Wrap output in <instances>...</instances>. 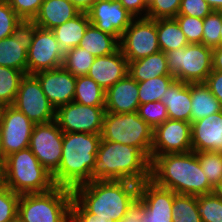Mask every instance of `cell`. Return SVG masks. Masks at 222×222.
Segmentation results:
<instances>
[{"instance_id": "1", "label": "cell", "mask_w": 222, "mask_h": 222, "mask_svg": "<svg viewBox=\"0 0 222 222\" xmlns=\"http://www.w3.org/2000/svg\"><path fill=\"white\" fill-rule=\"evenodd\" d=\"M150 180L176 194L199 196L213 192L194 151L151 156Z\"/></svg>"}, {"instance_id": "2", "label": "cell", "mask_w": 222, "mask_h": 222, "mask_svg": "<svg viewBox=\"0 0 222 222\" xmlns=\"http://www.w3.org/2000/svg\"><path fill=\"white\" fill-rule=\"evenodd\" d=\"M139 184L126 180H96L77 186L73 198L88 212L108 222H120L138 197Z\"/></svg>"}, {"instance_id": "3", "label": "cell", "mask_w": 222, "mask_h": 222, "mask_svg": "<svg viewBox=\"0 0 222 222\" xmlns=\"http://www.w3.org/2000/svg\"><path fill=\"white\" fill-rule=\"evenodd\" d=\"M100 141V134L64 132L60 166L52 174L54 185L73 190L95 179Z\"/></svg>"}, {"instance_id": "4", "label": "cell", "mask_w": 222, "mask_h": 222, "mask_svg": "<svg viewBox=\"0 0 222 222\" xmlns=\"http://www.w3.org/2000/svg\"><path fill=\"white\" fill-rule=\"evenodd\" d=\"M150 164V159L140 149L101 140L96 155L95 179L141 184L150 179Z\"/></svg>"}, {"instance_id": "5", "label": "cell", "mask_w": 222, "mask_h": 222, "mask_svg": "<svg viewBox=\"0 0 222 222\" xmlns=\"http://www.w3.org/2000/svg\"><path fill=\"white\" fill-rule=\"evenodd\" d=\"M2 183L18 194L43 193L55 187L47 171L30 148L12 153L1 166Z\"/></svg>"}, {"instance_id": "6", "label": "cell", "mask_w": 222, "mask_h": 222, "mask_svg": "<svg viewBox=\"0 0 222 222\" xmlns=\"http://www.w3.org/2000/svg\"><path fill=\"white\" fill-rule=\"evenodd\" d=\"M72 190L55 186L43 193L21 194L17 217L22 222H70Z\"/></svg>"}, {"instance_id": "7", "label": "cell", "mask_w": 222, "mask_h": 222, "mask_svg": "<svg viewBox=\"0 0 222 222\" xmlns=\"http://www.w3.org/2000/svg\"><path fill=\"white\" fill-rule=\"evenodd\" d=\"M153 131L138 114L105 112L101 140L126 144L140 149L151 159Z\"/></svg>"}, {"instance_id": "8", "label": "cell", "mask_w": 222, "mask_h": 222, "mask_svg": "<svg viewBox=\"0 0 222 222\" xmlns=\"http://www.w3.org/2000/svg\"><path fill=\"white\" fill-rule=\"evenodd\" d=\"M167 67L176 80L184 83H205L212 72V48L202 43H189L186 47L166 53Z\"/></svg>"}, {"instance_id": "9", "label": "cell", "mask_w": 222, "mask_h": 222, "mask_svg": "<svg viewBox=\"0 0 222 222\" xmlns=\"http://www.w3.org/2000/svg\"><path fill=\"white\" fill-rule=\"evenodd\" d=\"M119 48L128 63L159 52L156 20L147 17L134 18L121 35Z\"/></svg>"}, {"instance_id": "10", "label": "cell", "mask_w": 222, "mask_h": 222, "mask_svg": "<svg viewBox=\"0 0 222 222\" xmlns=\"http://www.w3.org/2000/svg\"><path fill=\"white\" fill-rule=\"evenodd\" d=\"M13 106L34 124L55 121L56 109L47 99L39 80L34 75L26 74L21 79Z\"/></svg>"}, {"instance_id": "11", "label": "cell", "mask_w": 222, "mask_h": 222, "mask_svg": "<svg viewBox=\"0 0 222 222\" xmlns=\"http://www.w3.org/2000/svg\"><path fill=\"white\" fill-rule=\"evenodd\" d=\"M105 106H89L72 101L56 109L55 121L66 133L101 134Z\"/></svg>"}, {"instance_id": "12", "label": "cell", "mask_w": 222, "mask_h": 222, "mask_svg": "<svg viewBox=\"0 0 222 222\" xmlns=\"http://www.w3.org/2000/svg\"><path fill=\"white\" fill-rule=\"evenodd\" d=\"M63 133L58 123L52 121L46 124H35L30 137V150L51 174L60 166Z\"/></svg>"}, {"instance_id": "13", "label": "cell", "mask_w": 222, "mask_h": 222, "mask_svg": "<svg viewBox=\"0 0 222 222\" xmlns=\"http://www.w3.org/2000/svg\"><path fill=\"white\" fill-rule=\"evenodd\" d=\"M64 52L52 30L37 27L27 52V74L62 67Z\"/></svg>"}, {"instance_id": "14", "label": "cell", "mask_w": 222, "mask_h": 222, "mask_svg": "<svg viewBox=\"0 0 222 222\" xmlns=\"http://www.w3.org/2000/svg\"><path fill=\"white\" fill-rule=\"evenodd\" d=\"M34 123L13 105H7L0 124L2 164L12 153L28 148Z\"/></svg>"}, {"instance_id": "15", "label": "cell", "mask_w": 222, "mask_h": 222, "mask_svg": "<svg viewBox=\"0 0 222 222\" xmlns=\"http://www.w3.org/2000/svg\"><path fill=\"white\" fill-rule=\"evenodd\" d=\"M36 28L32 20H21L11 36L0 41V66L27 74V52Z\"/></svg>"}, {"instance_id": "16", "label": "cell", "mask_w": 222, "mask_h": 222, "mask_svg": "<svg viewBox=\"0 0 222 222\" xmlns=\"http://www.w3.org/2000/svg\"><path fill=\"white\" fill-rule=\"evenodd\" d=\"M192 151L191 122L167 119L153 131L151 156Z\"/></svg>"}, {"instance_id": "17", "label": "cell", "mask_w": 222, "mask_h": 222, "mask_svg": "<svg viewBox=\"0 0 222 222\" xmlns=\"http://www.w3.org/2000/svg\"><path fill=\"white\" fill-rule=\"evenodd\" d=\"M89 21L120 41L133 17L118 0H98L87 12Z\"/></svg>"}, {"instance_id": "18", "label": "cell", "mask_w": 222, "mask_h": 222, "mask_svg": "<svg viewBox=\"0 0 222 222\" xmlns=\"http://www.w3.org/2000/svg\"><path fill=\"white\" fill-rule=\"evenodd\" d=\"M172 190L155 184L152 180L139 184L138 198L143 202V222H172Z\"/></svg>"}, {"instance_id": "19", "label": "cell", "mask_w": 222, "mask_h": 222, "mask_svg": "<svg viewBox=\"0 0 222 222\" xmlns=\"http://www.w3.org/2000/svg\"><path fill=\"white\" fill-rule=\"evenodd\" d=\"M34 76L55 109L74 101L76 77L68 70L60 67L38 72Z\"/></svg>"}, {"instance_id": "20", "label": "cell", "mask_w": 222, "mask_h": 222, "mask_svg": "<svg viewBox=\"0 0 222 222\" xmlns=\"http://www.w3.org/2000/svg\"><path fill=\"white\" fill-rule=\"evenodd\" d=\"M192 151L222 153V111L191 123Z\"/></svg>"}, {"instance_id": "21", "label": "cell", "mask_w": 222, "mask_h": 222, "mask_svg": "<svg viewBox=\"0 0 222 222\" xmlns=\"http://www.w3.org/2000/svg\"><path fill=\"white\" fill-rule=\"evenodd\" d=\"M127 74L128 61L118 48L112 54L95 57L87 75L107 90Z\"/></svg>"}, {"instance_id": "22", "label": "cell", "mask_w": 222, "mask_h": 222, "mask_svg": "<svg viewBox=\"0 0 222 222\" xmlns=\"http://www.w3.org/2000/svg\"><path fill=\"white\" fill-rule=\"evenodd\" d=\"M138 91V82L127 74L106 90L105 112H137L140 105Z\"/></svg>"}, {"instance_id": "23", "label": "cell", "mask_w": 222, "mask_h": 222, "mask_svg": "<svg viewBox=\"0 0 222 222\" xmlns=\"http://www.w3.org/2000/svg\"><path fill=\"white\" fill-rule=\"evenodd\" d=\"M161 102L167 107L169 119L191 122V84L175 79Z\"/></svg>"}, {"instance_id": "24", "label": "cell", "mask_w": 222, "mask_h": 222, "mask_svg": "<svg viewBox=\"0 0 222 222\" xmlns=\"http://www.w3.org/2000/svg\"><path fill=\"white\" fill-rule=\"evenodd\" d=\"M79 13L80 11L68 0H44L32 21L37 27L52 30Z\"/></svg>"}, {"instance_id": "25", "label": "cell", "mask_w": 222, "mask_h": 222, "mask_svg": "<svg viewBox=\"0 0 222 222\" xmlns=\"http://www.w3.org/2000/svg\"><path fill=\"white\" fill-rule=\"evenodd\" d=\"M128 74L137 82L162 75H171L163 51L128 63Z\"/></svg>"}, {"instance_id": "26", "label": "cell", "mask_w": 222, "mask_h": 222, "mask_svg": "<svg viewBox=\"0 0 222 222\" xmlns=\"http://www.w3.org/2000/svg\"><path fill=\"white\" fill-rule=\"evenodd\" d=\"M89 24L87 12H80L69 21L52 29L64 53L79 45Z\"/></svg>"}, {"instance_id": "27", "label": "cell", "mask_w": 222, "mask_h": 222, "mask_svg": "<svg viewBox=\"0 0 222 222\" xmlns=\"http://www.w3.org/2000/svg\"><path fill=\"white\" fill-rule=\"evenodd\" d=\"M220 111V101L205 83H191V123Z\"/></svg>"}, {"instance_id": "28", "label": "cell", "mask_w": 222, "mask_h": 222, "mask_svg": "<svg viewBox=\"0 0 222 222\" xmlns=\"http://www.w3.org/2000/svg\"><path fill=\"white\" fill-rule=\"evenodd\" d=\"M78 46L99 57L114 53L119 48V41L90 23Z\"/></svg>"}, {"instance_id": "29", "label": "cell", "mask_w": 222, "mask_h": 222, "mask_svg": "<svg viewBox=\"0 0 222 222\" xmlns=\"http://www.w3.org/2000/svg\"><path fill=\"white\" fill-rule=\"evenodd\" d=\"M156 29L160 51L165 54L189 44L175 18L156 19Z\"/></svg>"}, {"instance_id": "30", "label": "cell", "mask_w": 222, "mask_h": 222, "mask_svg": "<svg viewBox=\"0 0 222 222\" xmlns=\"http://www.w3.org/2000/svg\"><path fill=\"white\" fill-rule=\"evenodd\" d=\"M105 93L88 75L76 77L74 101L89 106H105Z\"/></svg>"}, {"instance_id": "31", "label": "cell", "mask_w": 222, "mask_h": 222, "mask_svg": "<svg viewBox=\"0 0 222 222\" xmlns=\"http://www.w3.org/2000/svg\"><path fill=\"white\" fill-rule=\"evenodd\" d=\"M174 80L173 75H162L138 82L139 104L161 101L164 92Z\"/></svg>"}, {"instance_id": "32", "label": "cell", "mask_w": 222, "mask_h": 222, "mask_svg": "<svg viewBox=\"0 0 222 222\" xmlns=\"http://www.w3.org/2000/svg\"><path fill=\"white\" fill-rule=\"evenodd\" d=\"M94 59L90 52L77 46L64 53L62 67L75 77L84 76L89 73Z\"/></svg>"}, {"instance_id": "33", "label": "cell", "mask_w": 222, "mask_h": 222, "mask_svg": "<svg viewBox=\"0 0 222 222\" xmlns=\"http://www.w3.org/2000/svg\"><path fill=\"white\" fill-rule=\"evenodd\" d=\"M24 76L20 70L0 66V104L13 105Z\"/></svg>"}, {"instance_id": "34", "label": "cell", "mask_w": 222, "mask_h": 222, "mask_svg": "<svg viewBox=\"0 0 222 222\" xmlns=\"http://www.w3.org/2000/svg\"><path fill=\"white\" fill-rule=\"evenodd\" d=\"M172 209V222H202L197 205V196L176 194Z\"/></svg>"}, {"instance_id": "35", "label": "cell", "mask_w": 222, "mask_h": 222, "mask_svg": "<svg viewBox=\"0 0 222 222\" xmlns=\"http://www.w3.org/2000/svg\"><path fill=\"white\" fill-rule=\"evenodd\" d=\"M195 154L209 183L214 187L222 178V153L202 151Z\"/></svg>"}, {"instance_id": "36", "label": "cell", "mask_w": 222, "mask_h": 222, "mask_svg": "<svg viewBox=\"0 0 222 222\" xmlns=\"http://www.w3.org/2000/svg\"><path fill=\"white\" fill-rule=\"evenodd\" d=\"M202 222H222V201L212 192L197 196Z\"/></svg>"}, {"instance_id": "37", "label": "cell", "mask_w": 222, "mask_h": 222, "mask_svg": "<svg viewBox=\"0 0 222 222\" xmlns=\"http://www.w3.org/2000/svg\"><path fill=\"white\" fill-rule=\"evenodd\" d=\"M222 11H212L203 19L202 44L215 48L220 45Z\"/></svg>"}, {"instance_id": "38", "label": "cell", "mask_w": 222, "mask_h": 222, "mask_svg": "<svg viewBox=\"0 0 222 222\" xmlns=\"http://www.w3.org/2000/svg\"><path fill=\"white\" fill-rule=\"evenodd\" d=\"M20 194L0 184V222H12L17 218Z\"/></svg>"}, {"instance_id": "39", "label": "cell", "mask_w": 222, "mask_h": 222, "mask_svg": "<svg viewBox=\"0 0 222 222\" xmlns=\"http://www.w3.org/2000/svg\"><path fill=\"white\" fill-rule=\"evenodd\" d=\"M139 116L153 129L164 123L168 118L167 107L161 101L139 105Z\"/></svg>"}, {"instance_id": "40", "label": "cell", "mask_w": 222, "mask_h": 222, "mask_svg": "<svg viewBox=\"0 0 222 222\" xmlns=\"http://www.w3.org/2000/svg\"><path fill=\"white\" fill-rule=\"evenodd\" d=\"M181 0H151L148 3L147 18H175L178 15Z\"/></svg>"}, {"instance_id": "41", "label": "cell", "mask_w": 222, "mask_h": 222, "mask_svg": "<svg viewBox=\"0 0 222 222\" xmlns=\"http://www.w3.org/2000/svg\"><path fill=\"white\" fill-rule=\"evenodd\" d=\"M179 27L189 43H202L203 19L186 15L175 17Z\"/></svg>"}, {"instance_id": "42", "label": "cell", "mask_w": 222, "mask_h": 222, "mask_svg": "<svg viewBox=\"0 0 222 222\" xmlns=\"http://www.w3.org/2000/svg\"><path fill=\"white\" fill-rule=\"evenodd\" d=\"M21 20L6 0H0V41L10 37Z\"/></svg>"}, {"instance_id": "43", "label": "cell", "mask_w": 222, "mask_h": 222, "mask_svg": "<svg viewBox=\"0 0 222 222\" xmlns=\"http://www.w3.org/2000/svg\"><path fill=\"white\" fill-rule=\"evenodd\" d=\"M22 20H33L44 0H6Z\"/></svg>"}, {"instance_id": "44", "label": "cell", "mask_w": 222, "mask_h": 222, "mask_svg": "<svg viewBox=\"0 0 222 222\" xmlns=\"http://www.w3.org/2000/svg\"><path fill=\"white\" fill-rule=\"evenodd\" d=\"M213 10L205 0H181L178 15L204 19Z\"/></svg>"}, {"instance_id": "45", "label": "cell", "mask_w": 222, "mask_h": 222, "mask_svg": "<svg viewBox=\"0 0 222 222\" xmlns=\"http://www.w3.org/2000/svg\"><path fill=\"white\" fill-rule=\"evenodd\" d=\"M70 222H108L107 219L99 218L88 213L74 198L70 209Z\"/></svg>"}, {"instance_id": "46", "label": "cell", "mask_w": 222, "mask_h": 222, "mask_svg": "<svg viewBox=\"0 0 222 222\" xmlns=\"http://www.w3.org/2000/svg\"><path fill=\"white\" fill-rule=\"evenodd\" d=\"M135 18L147 17L148 2L146 0H118ZM145 12V13H144ZM142 13H144L142 15Z\"/></svg>"}, {"instance_id": "47", "label": "cell", "mask_w": 222, "mask_h": 222, "mask_svg": "<svg viewBox=\"0 0 222 222\" xmlns=\"http://www.w3.org/2000/svg\"><path fill=\"white\" fill-rule=\"evenodd\" d=\"M205 84L212 94L220 101L222 106V71L212 70L208 75Z\"/></svg>"}, {"instance_id": "48", "label": "cell", "mask_w": 222, "mask_h": 222, "mask_svg": "<svg viewBox=\"0 0 222 222\" xmlns=\"http://www.w3.org/2000/svg\"><path fill=\"white\" fill-rule=\"evenodd\" d=\"M120 222H143V202L137 197Z\"/></svg>"}, {"instance_id": "49", "label": "cell", "mask_w": 222, "mask_h": 222, "mask_svg": "<svg viewBox=\"0 0 222 222\" xmlns=\"http://www.w3.org/2000/svg\"><path fill=\"white\" fill-rule=\"evenodd\" d=\"M212 70L222 71V45L212 49Z\"/></svg>"}, {"instance_id": "50", "label": "cell", "mask_w": 222, "mask_h": 222, "mask_svg": "<svg viewBox=\"0 0 222 222\" xmlns=\"http://www.w3.org/2000/svg\"><path fill=\"white\" fill-rule=\"evenodd\" d=\"M71 2L80 12H88V10L98 1V0H68Z\"/></svg>"}, {"instance_id": "51", "label": "cell", "mask_w": 222, "mask_h": 222, "mask_svg": "<svg viewBox=\"0 0 222 222\" xmlns=\"http://www.w3.org/2000/svg\"><path fill=\"white\" fill-rule=\"evenodd\" d=\"M213 11H222V0H205Z\"/></svg>"}, {"instance_id": "52", "label": "cell", "mask_w": 222, "mask_h": 222, "mask_svg": "<svg viewBox=\"0 0 222 222\" xmlns=\"http://www.w3.org/2000/svg\"><path fill=\"white\" fill-rule=\"evenodd\" d=\"M213 193L222 201V178L221 180L214 186Z\"/></svg>"}, {"instance_id": "53", "label": "cell", "mask_w": 222, "mask_h": 222, "mask_svg": "<svg viewBox=\"0 0 222 222\" xmlns=\"http://www.w3.org/2000/svg\"><path fill=\"white\" fill-rule=\"evenodd\" d=\"M4 108H5V106L3 104H0V124L2 121V114H3Z\"/></svg>"}, {"instance_id": "54", "label": "cell", "mask_w": 222, "mask_h": 222, "mask_svg": "<svg viewBox=\"0 0 222 222\" xmlns=\"http://www.w3.org/2000/svg\"><path fill=\"white\" fill-rule=\"evenodd\" d=\"M0 165L2 166V145H1V131H0Z\"/></svg>"}, {"instance_id": "55", "label": "cell", "mask_w": 222, "mask_h": 222, "mask_svg": "<svg viewBox=\"0 0 222 222\" xmlns=\"http://www.w3.org/2000/svg\"><path fill=\"white\" fill-rule=\"evenodd\" d=\"M220 45H222V24H221V30H220Z\"/></svg>"}, {"instance_id": "56", "label": "cell", "mask_w": 222, "mask_h": 222, "mask_svg": "<svg viewBox=\"0 0 222 222\" xmlns=\"http://www.w3.org/2000/svg\"><path fill=\"white\" fill-rule=\"evenodd\" d=\"M2 183L1 165H0V184Z\"/></svg>"}, {"instance_id": "57", "label": "cell", "mask_w": 222, "mask_h": 222, "mask_svg": "<svg viewBox=\"0 0 222 222\" xmlns=\"http://www.w3.org/2000/svg\"><path fill=\"white\" fill-rule=\"evenodd\" d=\"M12 222H22L18 217Z\"/></svg>"}]
</instances>
